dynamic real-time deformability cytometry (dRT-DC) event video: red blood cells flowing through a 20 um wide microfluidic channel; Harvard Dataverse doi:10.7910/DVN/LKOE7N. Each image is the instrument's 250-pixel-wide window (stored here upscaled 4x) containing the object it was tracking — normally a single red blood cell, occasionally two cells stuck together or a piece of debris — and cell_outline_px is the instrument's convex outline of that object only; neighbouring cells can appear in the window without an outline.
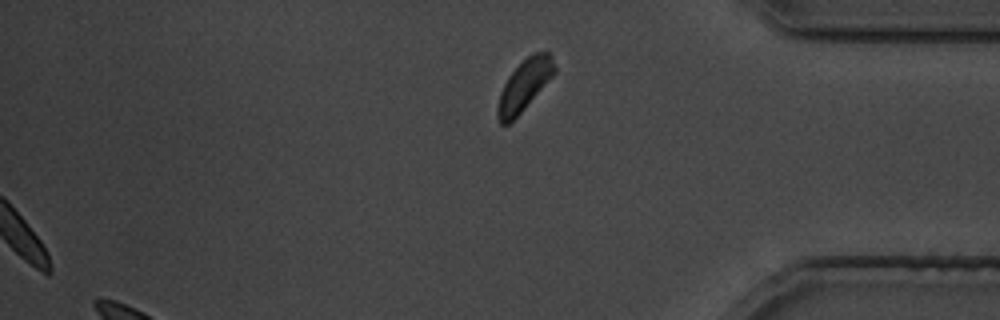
{"species": "common noctule bat (a hibernating species)", "species_latin": "Nyctalus noctula", "temperature_condition": "cold", "stored_images_in_passage": 29, "segment_of_instrument_passage": [2, 2], "camera_frame_rate_fps": 3000, "um_per_image_px": 0.085, "animal": {"sex": "male", "body_mass_g": 19.5, "forearm_length_mm": 54.6}, "frame": {"image": 1, "passage_image": 29, "time_ms": 33.667, "image_size_px": [1000, 320], "cell_outline_px": [[556, 72], [524, 108], [508, 124], [500, 124], [496, 116], [496, 108], [500, 92], [508, 76], [532, 52], [548, 52], [556, 68]], "centroid_in_image_um": [44.54, 7.25], "position_along_channel_um": 390.7, "area_um2": 16.53}}